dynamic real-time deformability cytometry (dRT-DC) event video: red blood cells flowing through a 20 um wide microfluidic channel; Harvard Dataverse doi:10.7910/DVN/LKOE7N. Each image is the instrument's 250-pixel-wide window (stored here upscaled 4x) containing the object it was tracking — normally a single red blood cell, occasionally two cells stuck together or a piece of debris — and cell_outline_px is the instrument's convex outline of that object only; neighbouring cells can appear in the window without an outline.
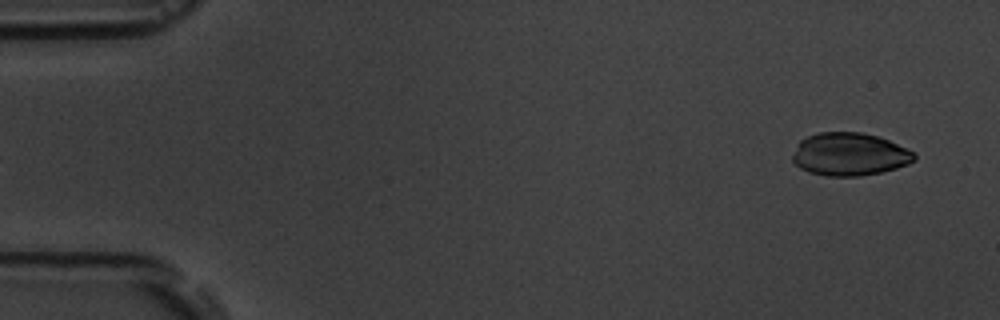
{"species": "common noctule bat (a hibernating species)", "species_latin": "Nyctalus noctula", "temperature_condition": "room temperature", "stored_images_in_passage": 5, "segment_of_instrument_passage": [2, 2], "camera_frame_rate_fps": 3000, "um_per_image_px": 0.085, "animal": {"sex": "male", "body_mass_g": 19.5, "forearm_length_mm": 54.6}, "frame": {"image": 1, "passage_image": 5, "time_ms": 5.667, "image_size_px": [1000, 320], "cell_outline_px": [[916, 160], [908, 164], [896, 168], [880, 172], [860, 176], [824, 176], [808, 172], [800, 168], [792, 160], [792, 156], [800, 140], [808, 136], [820, 132], [860, 132], [876, 136], [888, 140], [912, 152], [916, 156]], "centroid_in_image_um": [72.18, 13.12], "position_along_channel_um": 12.8, "area_um2": 30.23}}